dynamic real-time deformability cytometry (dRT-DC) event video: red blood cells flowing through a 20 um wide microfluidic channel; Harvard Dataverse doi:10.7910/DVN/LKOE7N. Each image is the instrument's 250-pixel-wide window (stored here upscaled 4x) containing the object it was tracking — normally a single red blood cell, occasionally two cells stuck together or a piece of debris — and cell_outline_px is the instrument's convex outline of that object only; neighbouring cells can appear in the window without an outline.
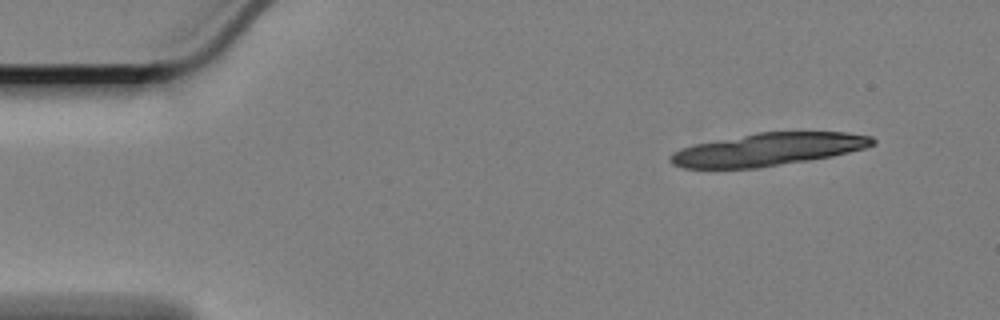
{"species": "Egyptian fruit bat (a non-hibernating species)", "species_latin": "Rousettus aegyptiacus", "temperature_condition": "cold", "stored_images_in_passage": 17, "camera_frame_rate_fps": 3000, "um_per_image_px": 0.085, "animal": {"sex": "female"}, "frame": {"image": 1, "passage_image": 4, "time_ms": 1.0, "image_size_px": [1000, 320], "cell_outline_px": [[876, 144], [864, 148], [832, 156], [808, 160], [756, 168], [684, 168], [672, 164], [672, 152], [680, 148], [696, 144], [756, 132], [844, 132], [872, 136], [876, 140]], "centroid_in_image_um": [65.32, 12.69], "position_along_channel_um": 19.7, "area_um2": 38.21}}